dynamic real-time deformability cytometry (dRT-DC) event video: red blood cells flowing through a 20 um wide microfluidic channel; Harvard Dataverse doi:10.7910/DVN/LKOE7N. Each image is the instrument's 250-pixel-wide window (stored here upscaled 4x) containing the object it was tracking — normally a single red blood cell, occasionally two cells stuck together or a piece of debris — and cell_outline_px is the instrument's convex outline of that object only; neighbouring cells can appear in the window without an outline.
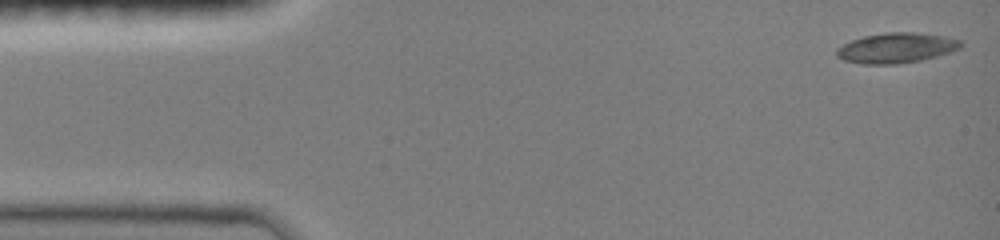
{"species": "common noctule bat (a hibernating species)", "species_latin": "Nyctalus noctula", "temperature_condition": "room temperature", "stored_images_in_passage": 46, "camera_frame_rate_fps": 3000, "um_per_image_px": 0.085, "animal": {"sex": "female", "body_mass_g": 19.0, "forearm_length_mm": 51.5}, "frame": {"image": 1, "passage_image": 1, "time_ms": 0.0, "image_size_px": [1000, 240], "cell_outline_px": [[964, 44], [960, 48], [936, 56], [920, 60], [896, 64], [864, 64], [844, 60], [836, 56], [836, 48], [852, 40], [864, 36], [888, 32], [912, 32], [944, 36], [960, 40]], "centroid_in_image_um": [76.17, 4.07], "position_along_channel_um": 8.8, "area_um2": 21.62}}
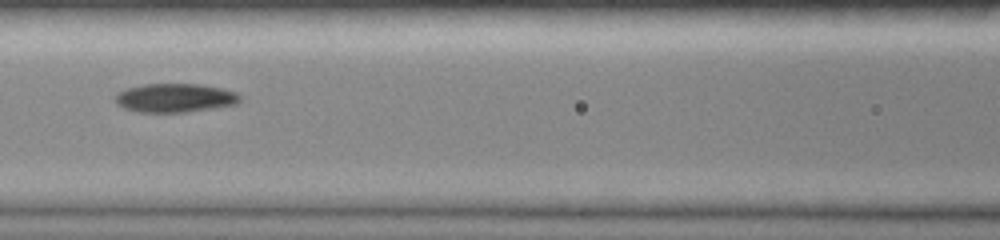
{"frame": {"image": 2, "passage_image": 20, "time_ms": 6.333, "image_size_px": [1000, 240], "cell_outline_px": [[240, 100], [236, 104], [216, 108], [184, 112], [136, 112], [124, 108], [116, 104], [116, 92], [128, 88], [144, 84], [200, 84], [220, 88], [236, 92], [240, 96]], "centroid_in_image_um": [14.86, 8.32], "position_along_channel_um": 151.7, "area_um2": 20.92}}
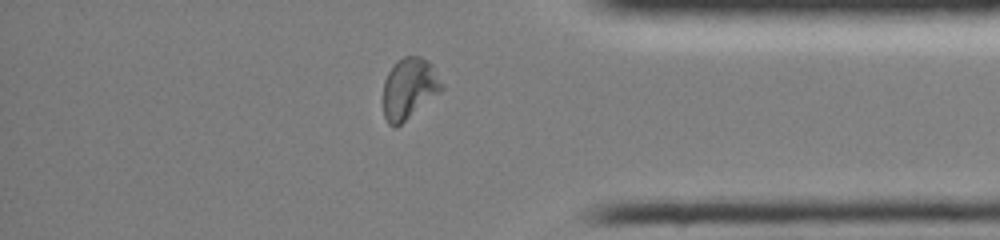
{"frame": {"image": 3, "passage_image": 39, "time_ms": 12.667, "image_size_px": [1000, 240], "cell_outline_px": [[444, 88], [440, 92], [396, 128], [392, 128], [388, 124], [384, 116], [384, 80], [388, 72], [396, 60], [404, 56], [420, 56], [428, 60], [432, 64], [444, 84]], "centroid_in_image_um": [34.79, 7.5], "position_along_channel_um": 400.4, "area_um2": 20.98}, "authors_computed_cell_mechanics": {"area_um2": 20.7213, "velocity_mm_per_s": 4.0451, "shape_relaxation_time_tau1_ms": null, "shape_relaxation_time_tau2_ms": 3.8174, "deformation_change_tau1": null, "deformation_change_tau2": 0.0926}}